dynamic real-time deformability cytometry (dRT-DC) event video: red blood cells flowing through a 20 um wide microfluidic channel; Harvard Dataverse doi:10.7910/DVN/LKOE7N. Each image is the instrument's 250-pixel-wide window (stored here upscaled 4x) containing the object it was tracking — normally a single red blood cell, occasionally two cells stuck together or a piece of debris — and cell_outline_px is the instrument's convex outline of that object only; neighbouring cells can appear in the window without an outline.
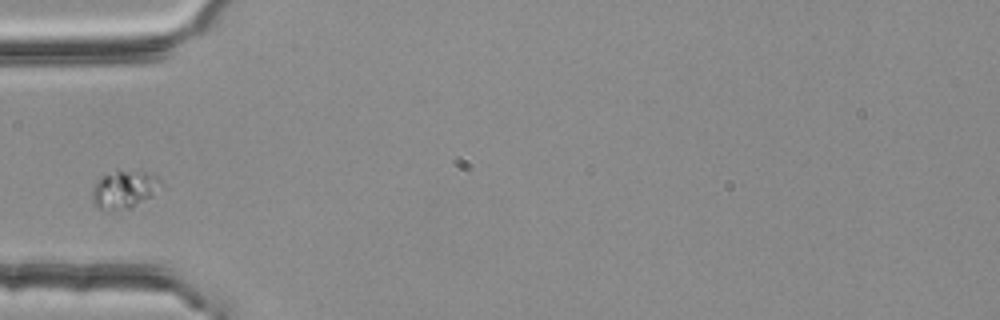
{"species": "common noctule bat (a hibernating species)", "species_latin": "Nyctalus noctula", "temperature_condition": "room temperature", "stored_images_in_passage": 5, "segment_of_instrument_passage": [2, 2], "camera_frame_rate_fps": 3000, "um_per_image_px": 0.085, "animal": {"sex": "female", "body_mass_g": 25.1}, "frame": {"image": 1, "passage_image": 5, "time_ms": 1.333, "image_size_px": [1000, 320], "cell_outline_px": [[164, 188], [152, 196], [132, 208], [108, 212], [96, 208], [92, 200], [92, 192], [96, 180], [100, 176], [116, 168], [144, 172], [156, 176], [164, 184]], "centroid_in_image_um": [10.55, 16.1], "position_along_channel_um": 74.4, "area_um2": 16.07}}